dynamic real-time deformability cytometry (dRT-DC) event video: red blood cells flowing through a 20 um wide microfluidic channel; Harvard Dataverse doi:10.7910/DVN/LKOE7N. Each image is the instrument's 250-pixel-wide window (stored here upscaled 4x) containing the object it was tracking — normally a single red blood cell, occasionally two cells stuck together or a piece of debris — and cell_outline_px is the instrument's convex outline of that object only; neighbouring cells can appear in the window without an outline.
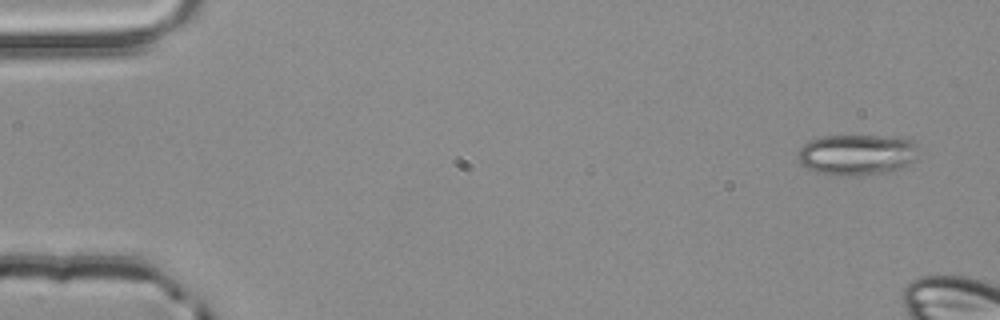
{"species": "common noctule bat (a hibernating species)", "species_latin": "Nyctalus noctula", "temperature_condition": "room temperature", "stored_images_in_passage": 3, "camera_frame_rate_fps": 3000, "um_per_image_px": 0.085, "animal": {"sex": "male", "body_mass_g": 20.4}, "frame": {"image": 1, "passage_image": 1, "time_ms": 0.0, "image_size_px": [1000, 320], "cell_outline_px": [[920, 144], [916, 160], [892, 172], [836, 176], [816, 172], [800, 164], [800, 148], [804, 144], [812, 140], [824, 136], [880, 136], [912, 140]], "centroid_in_image_um": [72.9, 13.15], "position_along_channel_um": 12.1, "area_um2": 28.61}}